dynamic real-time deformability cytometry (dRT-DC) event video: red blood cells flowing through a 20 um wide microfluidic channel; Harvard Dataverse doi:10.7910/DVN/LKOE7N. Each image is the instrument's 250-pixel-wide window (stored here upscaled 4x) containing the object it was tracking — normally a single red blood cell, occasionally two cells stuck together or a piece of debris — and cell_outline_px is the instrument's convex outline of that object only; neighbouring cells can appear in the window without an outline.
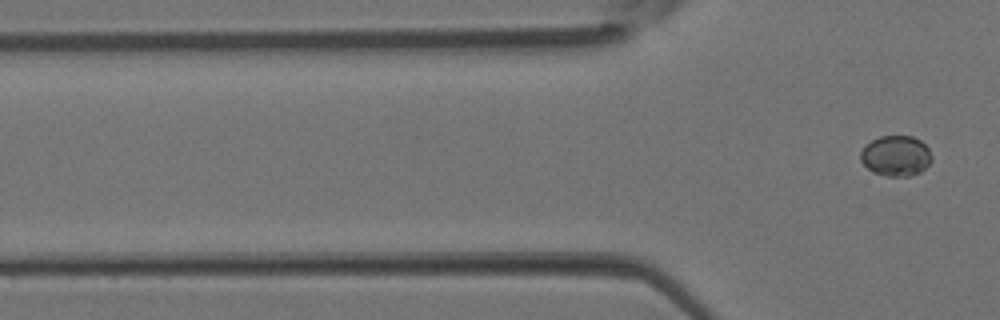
{"species": "Egyptian fruit bat (a non-hibernating species)", "species_latin": "Rousettus aegyptiacus", "temperature_condition": "room temperature", "stored_images_in_passage": 5, "camera_frame_rate_fps": 3000, "um_per_image_px": 0.085, "animal": {"sex": "female"}, "frame": {"image": 1, "passage_image": 5, "time_ms": 1.333, "image_size_px": [1000, 320], "cell_outline_px": [[932, 160], [920, 172], [908, 176], [888, 176], [872, 172], [860, 160], [860, 152], [872, 140], [880, 136], [912, 136], [920, 140], [928, 148], [932, 156]], "centroid_in_image_um": [76.15, 13.24], "position_along_channel_um": 49.6, "area_um2": 16.65}}